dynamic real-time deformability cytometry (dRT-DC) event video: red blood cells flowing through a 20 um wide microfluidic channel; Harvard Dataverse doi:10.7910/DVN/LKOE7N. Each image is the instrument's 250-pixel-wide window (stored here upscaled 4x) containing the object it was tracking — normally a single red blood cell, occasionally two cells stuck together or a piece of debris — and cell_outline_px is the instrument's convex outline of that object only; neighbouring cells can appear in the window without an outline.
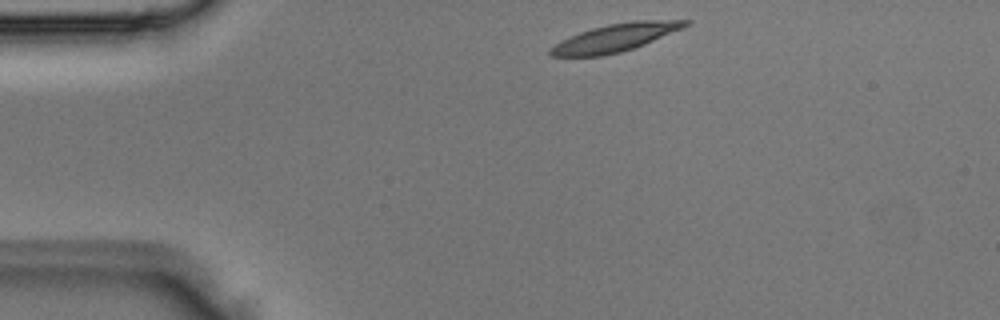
{"species": "Egyptian fruit bat (a non-hibernating species)", "species_latin": "Rousettus aegyptiacus", "temperature_condition": "room temperature", "stored_images_in_passage": 2, "camera_frame_rate_fps": 3000, "um_per_image_px": 0.085, "animal": {"sex": "male"}, "frame": {"image": 1, "passage_image": 1, "time_ms": 0.0, "image_size_px": [1000, 320], "cell_outline_px": [[692, 20], [684, 28], [644, 44], [620, 52], [604, 56], [548, 56], [548, 52], [560, 40], [580, 32], [592, 28], [608, 24], [632, 20]], "centroid_in_image_um": [52.31, 3.2], "position_along_channel_um": 32.7, "area_um2": 21.73}}